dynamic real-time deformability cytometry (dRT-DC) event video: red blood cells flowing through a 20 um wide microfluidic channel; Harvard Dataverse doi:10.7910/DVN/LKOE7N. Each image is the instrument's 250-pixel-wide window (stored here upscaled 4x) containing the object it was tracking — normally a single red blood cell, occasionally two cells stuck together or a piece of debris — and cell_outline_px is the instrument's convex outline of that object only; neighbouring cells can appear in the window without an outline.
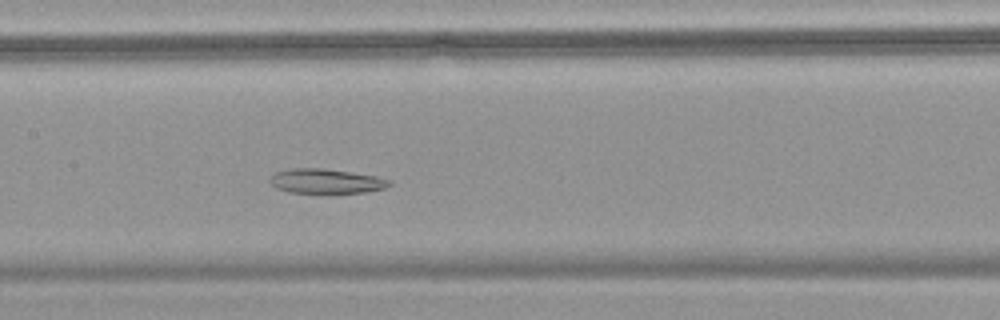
{"species": "common noctule bat (a hibernating species)", "species_latin": "Nyctalus noctula", "temperature_condition": "warm", "stored_images_in_passage": 45, "camera_frame_rate_fps": 3000, "um_per_image_px": 0.085, "animal": {"sex": "female", "body_mass_g": 18.4}, "frame": {"image": 1, "passage_image": 21, "time_ms": 6.667, "image_size_px": [1000, 320], "cell_outline_px": [[392, 184], [384, 188], [364, 192], [336, 196], [320, 196], [288, 192], [276, 188], [272, 184], [272, 176], [276, 172], [292, 168], [324, 168], [376, 176], [388, 180]], "centroid_in_image_um": [27.72, 15.46], "position_along_channel_um": 179.7, "area_um2": 17.98}}
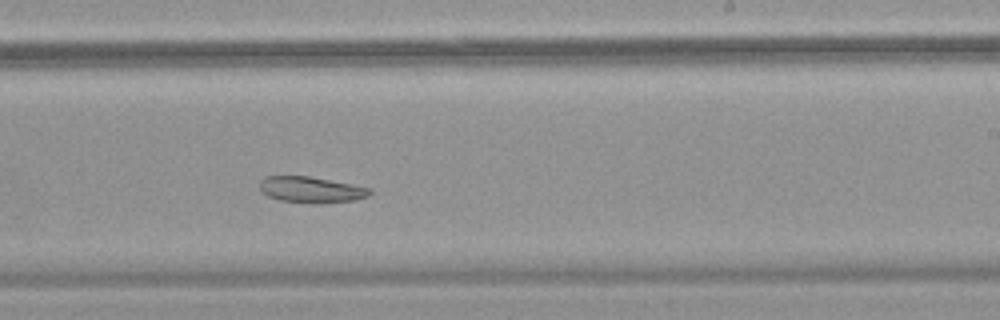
{"frame": {"image": 2, "passage_image": 27, "time_ms": 8.667, "image_size_px": [1000, 320], "cell_outline_px": [[372, 192], [368, 196], [352, 200], [320, 204], [312, 204], [280, 200], [268, 196], [260, 192], [260, 180], [264, 176], [308, 176], [352, 184], [372, 188]], "centroid_in_image_um": [26.43, 16.13], "position_along_channel_um": 262.6, "area_um2": 16.88}}
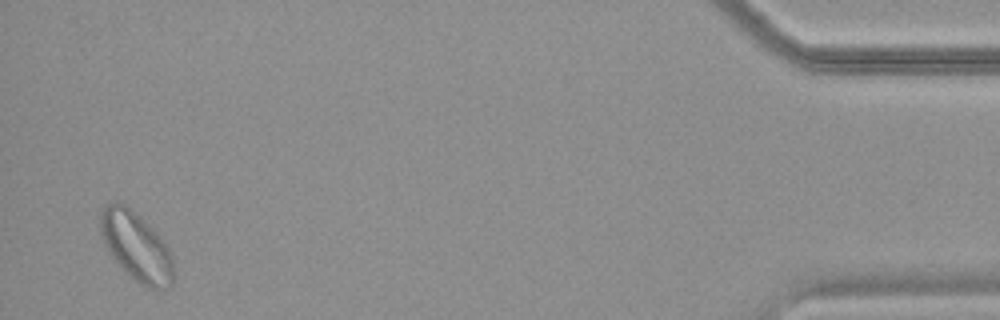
{"frame": {"image": 3, "passage_image": 44, "time_ms": 14.333, "image_size_px": [1000, 320], "cell_outline_px": [[172, 284], [168, 288], [160, 292], [144, 288], [128, 276], [124, 272], [108, 252], [100, 236], [100, 212], [108, 204], [116, 200], [124, 204], [156, 232], [168, 248], [172, 256]], "centroid_in_image_um": [11.56, 21.03], "position_along_channel_um": 423.6, "area_um2": 29.59}}